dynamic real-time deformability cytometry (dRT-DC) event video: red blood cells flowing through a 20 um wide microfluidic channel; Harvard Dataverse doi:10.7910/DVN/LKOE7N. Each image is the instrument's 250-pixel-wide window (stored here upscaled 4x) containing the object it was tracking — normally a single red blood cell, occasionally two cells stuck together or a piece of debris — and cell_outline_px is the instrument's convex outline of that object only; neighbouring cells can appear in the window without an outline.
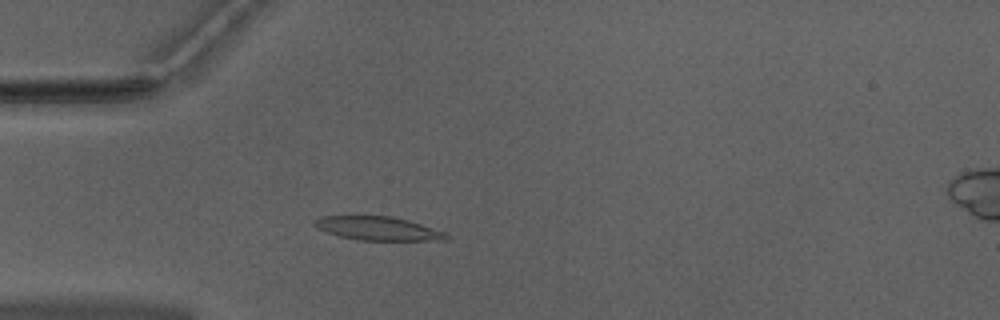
{"species": "Egyptian fruit bat (a non-hibernating species)", "species_latin": "Rousettus aegyptiacus", "temperature_condition": "warm", "stored_images_in_passage": 47, "camera_frame_rate_fps": 3000, "um_per_image_px": 0.085, "animal": {"sex": "male"}, "frame": {"image": 1, "passage_image": 10, "time_ms": 3.0, "image_size_px": [1000, 320], "cell_outline_px": [[448, 240], [360, 240], [340, 236], [316, 228], [312, 224], [312, 220], [320, 216], [392, 216], [408, 220], [444, 232], [448, 236]], "centroid_in_image_um": [32.07, 19.41], "position_along_channel_um": 52.9, "area_um2": 18.03}}
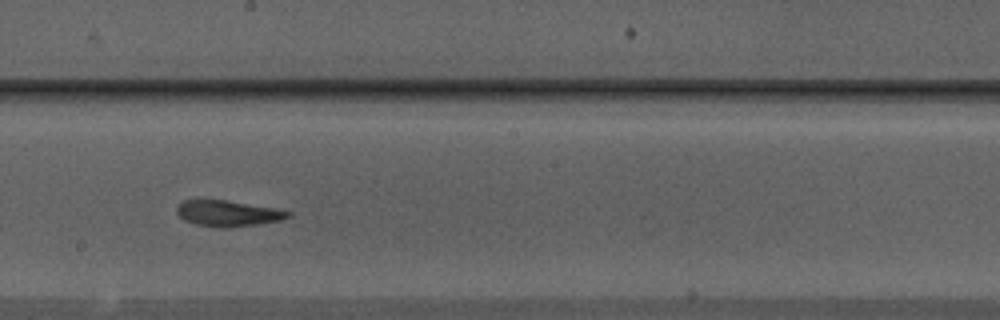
{"frame": {"image": 2, "passage_image": 24, "time_ms": 7.667, "image_size_px": [1000, 320], "cell_outline_px": [[292, 212], [288, 216], [280, 220], [256, 224], [228, 228], [216, 228], [196, 224], [184, 220], [176, 212], [176, 208], [184, 200], [224, 200], [272, 208]], "centroid_in_image_um": [19.31, 18.15], "position_along_channel_um": 228.9, "area_um2": 16.47}}
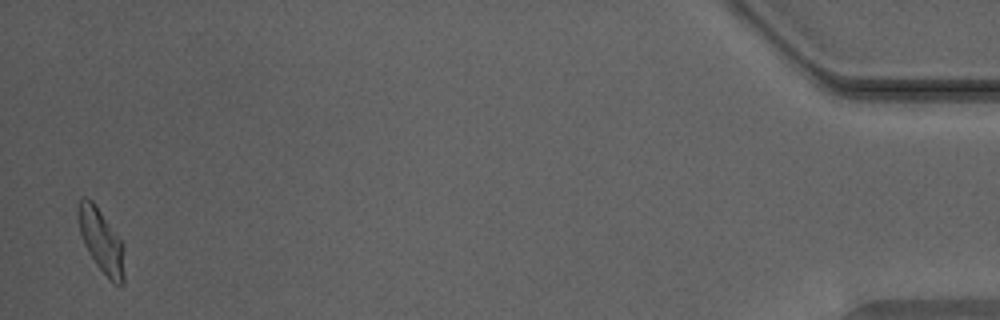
{"frame": {"image": 3, "passage_image": 46, "time_ms": 15.0, "image_size_px": [1000, 320], "cell_outline_px": [[124, 284], [116, 284], [108, 280], [96, 264], [88, 252], [84, 244], [80, 232], [76, 216], [76, 208], [80, 200], [84, 196], [92, 200], [124, 244]], "centroid_in_image_um": [8.6, 20.48], "position_along_channel_um": 426.6, "area_um2": 17.34}, "authors_computed_cell_mechanics": {"area_um2": 17.5712, "velocity_mm_per_s": 3.9653, "shape_relaxation_time_tau1_ms": 7.3205, "shape_relaxation_time_tau2_ms": 2.3916, "deformation_change_tau1": 0.2143, "deformation_change_tau2": 0.0988}}